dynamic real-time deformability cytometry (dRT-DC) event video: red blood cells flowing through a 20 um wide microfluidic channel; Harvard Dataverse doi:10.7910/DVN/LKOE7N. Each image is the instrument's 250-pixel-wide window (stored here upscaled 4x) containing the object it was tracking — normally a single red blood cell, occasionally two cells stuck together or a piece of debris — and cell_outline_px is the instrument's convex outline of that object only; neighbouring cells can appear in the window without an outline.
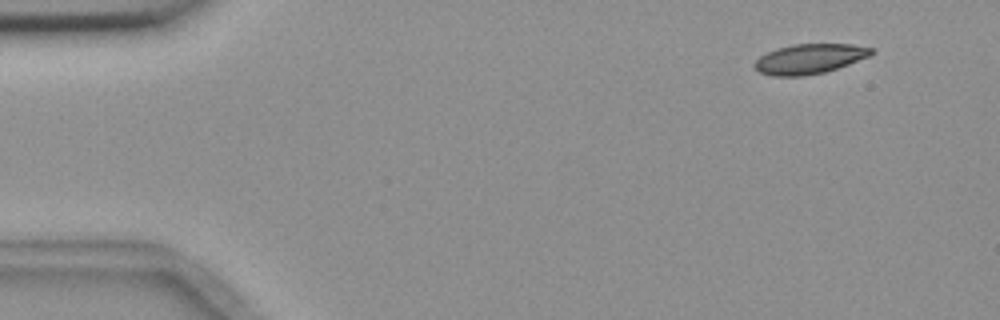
{"species": "common noctule bat (a hibernating species)", "species_latin": "Nyctalus noctula", "temperature_condition": "room temperature", "stored_images_in_passage": 4, "camera_frame_rate_fps": 3000, "um_per_image_px": 0.085, "animal": {"sex": "female", "body_mass_g": 18.4}, "frame": {"image": 1, "passage_image": 1, "time_ms": 0.0, "image_size_px": [1000, 320], "cell_outline_px": [[872, 52], [868, 56], [848, 64], [824, 72], [804, 76], [772, 76], [760, 72], [752, 64], [760, 56], [776, 48], [792, 44], [852, 44], [872, 48]], "centroid_in_image_um": [68.76, 5.0], "position_along_channel_um": 16.2, "area_um2": 20.11}}
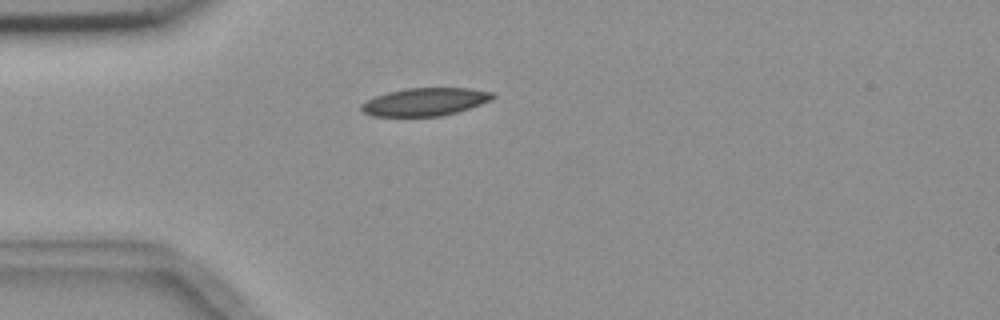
{"frame": {"image": 2, "passage_image": 4, "time_ms": 3.333, "image_size_px": [1000, 320], "cell_outline_px": [[496, 96], [492, 100], [444, 116], [372, 116], [364, 112], [360, 108], [360, 104], [376, 96], [388, 92], [408, 88], [468, 88], [496, 92]], "centroid_in_image_um": [36.16, 8.65], "position_along_channel_um": 48.8, "area_um2": 21.33}}